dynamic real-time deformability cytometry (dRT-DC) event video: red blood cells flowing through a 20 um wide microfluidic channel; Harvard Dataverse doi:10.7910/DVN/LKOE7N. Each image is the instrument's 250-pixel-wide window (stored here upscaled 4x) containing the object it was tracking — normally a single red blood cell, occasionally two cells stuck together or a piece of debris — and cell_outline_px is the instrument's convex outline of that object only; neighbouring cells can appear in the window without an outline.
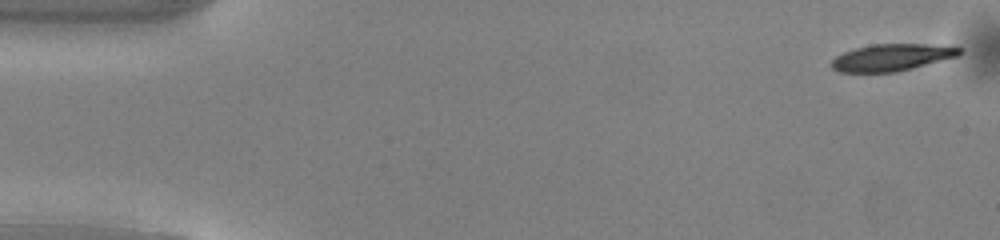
{"species": "common noctule bat (a hibernating species)", "species_latin": "Nyctalus noctula", "temperature_condition": "warm", "stored_images_in_passage": 14, "camera_frame_rate_fps": 3000, "um_per_image_px": 0.085, "animal": {"sex": "male", "body_mass_g": 13.0, "forearm_length_mm": 53.1}, "frame": {"image": 1, "passage_image": 1, "time_ms": 0.0, "image_size_px": [1000, 240], "cell_outline_px": [[960, 52], [956, 56], [912, 68], [896, 72], [840, 72], [832, 68], [832, 60], [836, 56], [844, 52], [856, 48], [872, 44], [924, 44], [960, 48]], "centroid_in_image_um": [75.73, 4.88], "position_along_channel_um": 9.3, "area_um2": 19.59}}
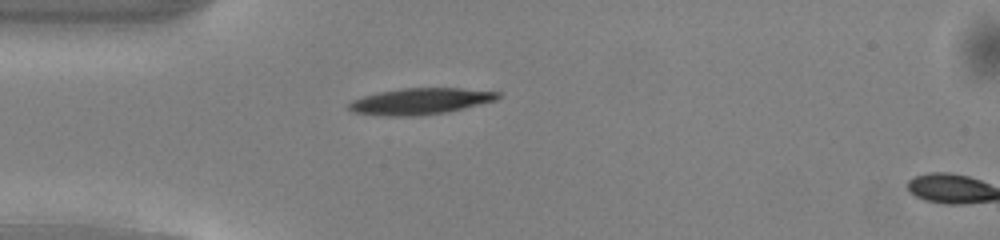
{"frame": {"image": 2, "passage_image": 13, "time_ms": 4.0, "image_size_px": [1000, 240], "cell_outline_px": [[500, 96], [496, 100], [464, 108], [444, 112], [416, 116], [384, 116], [356, 112], [348, 108], [348, 104], [352, 100], [364, 96], [380, 92], [404, 88], [460, 88], [500, 92]], "centroid_in_image_um": [35.74, 8.6], "position_along_channel_um": 49.3, "area_um2": 22.54}}